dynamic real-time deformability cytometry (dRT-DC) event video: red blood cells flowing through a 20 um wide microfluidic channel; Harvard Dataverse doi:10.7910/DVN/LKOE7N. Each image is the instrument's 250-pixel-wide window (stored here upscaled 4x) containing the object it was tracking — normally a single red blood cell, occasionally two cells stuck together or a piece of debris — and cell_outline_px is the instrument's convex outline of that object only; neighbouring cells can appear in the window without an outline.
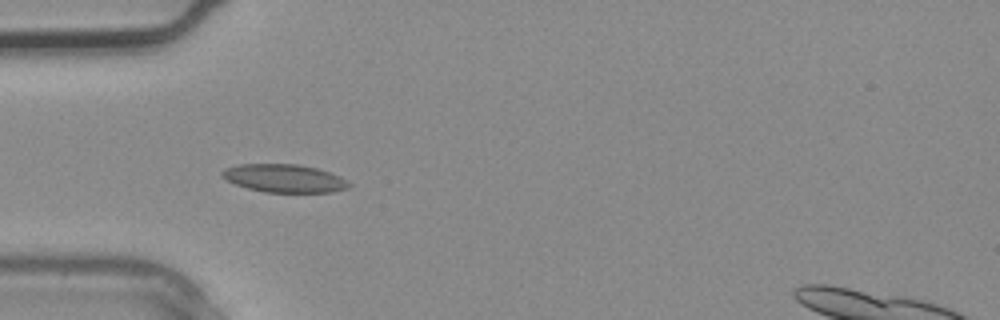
{"species": "common noctule bat (a hibernating species)", "species_latin": "Nyctalus noctula", "temperature_condition": "warm", "stored_images_in_passage": 3, "camera_frame_rate_fps": 3000, "um_per_image_px": 0.085, "animal": {"sex": "male", "body_mass_g": 20.4}, "frame": {"image": 1, "passage_image": 3, "time_ms": 0.667, "image_size_px": [1000, 320], "cell_outline_px": [[352, 184], [348, 188], [332, 192], [264, 192], [248, 188], [236, 184], [220, 176], [220, 172], [224, 168], [236, 164], [300, 164], [316, 168], [340, 176], [348, 180]], "centroid_in_image_um": [24.16, 15.15], "position_along_channel_um": 60.8, "area_um2": 20.87}}